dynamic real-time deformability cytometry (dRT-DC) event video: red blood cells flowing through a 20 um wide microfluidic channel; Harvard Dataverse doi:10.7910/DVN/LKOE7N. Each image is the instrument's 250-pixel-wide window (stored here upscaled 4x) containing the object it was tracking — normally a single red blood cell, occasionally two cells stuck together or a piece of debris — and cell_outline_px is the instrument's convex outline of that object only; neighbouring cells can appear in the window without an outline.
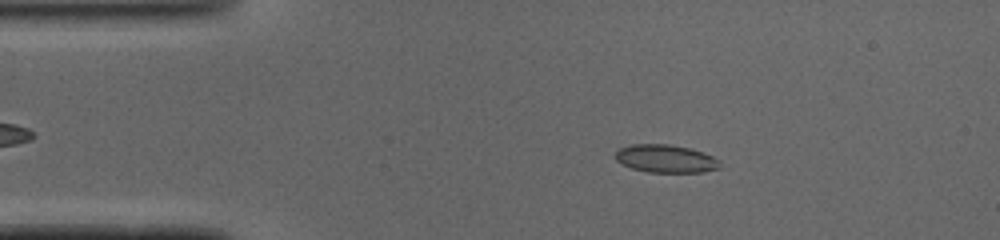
{"species": "common noctule bat (a hibernating species)", "species_latin": "Nyctalus noctula", "temperature_condition": "cold", "stored_images_in_passage": 41, "camera_frame_rate_fps": 3000, "um_per_image_px": 0.085, "animal": {"sex": "male", "body_mass_g": 19.0, "forearm_length_mm": 50.8}, "frame": {"image": 1, "passage_image": 8, "time_ms": 2.333, "image_size_px": [1000, 240], "cell_outline_px": [[720, 168], [700, 172], [648, 172], [632, 168], [616, 160], [616, 152], [620, 148], [632, 144], [668, 144], [692, 148], [704, 152], [720, 160]], "centroid_in_image_um": [56.62, 13.48], "position_along_channel_um": 28.4, "area_um2": 16.99}}
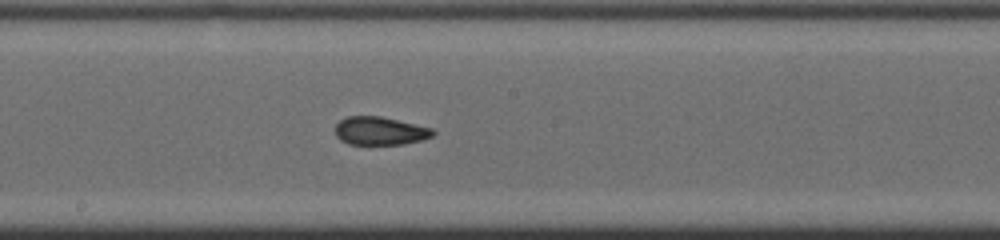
{"frame": {"image": 2, "passage_image": 25, "time_ms": 8.0, "image_size_px": [1000, 240], "cell_outline_px": [[436, 132], [432, 136], [420, 140], [404, 144], [348, 144], [340, 140], [336, 136], [332, 128], [340, 120], [348, 116], [380, 116], [432, 128]], "centroid_in_image_um": [32.24, 11.12], "position_along_channel_um": 216.0, "area_um2": 16.13}}
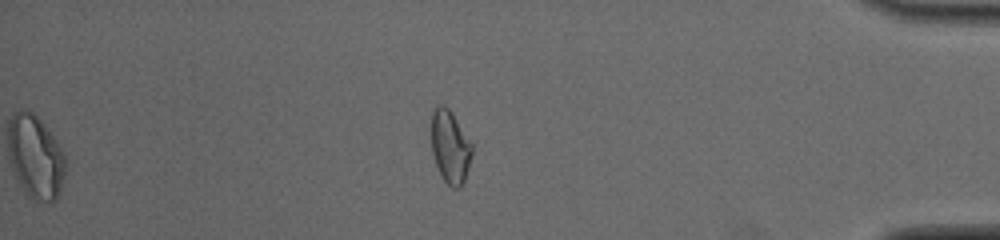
{"frame": {"image": 3, "passage_image": 41, "time_ms": 13.333, "image_size_px": [1000, 240], "cell_outline_px": [[472, 156], [464, 180], [460, 188], [452, 188], [440, 176], [432, 152], [432, 112], [440, 104], [444, 104], [452, 112], [472, 144]], "centroid_in_image_um": [38.27, 12.49], "position_along_channel_um": 396.9, "area_um2": 17.17}, "authors_computed_cell_mechanics": {"area_um2": 16.762, "velocity_mm_per_s": 4.1179, "shape_relaxation_time_tau1_ms": 9.0949, "shape_relaxation_time_tau2_ms": 1.4656, "deformation_change_tau1": 0.1872, "deformation_change_tau2": 0.064}}